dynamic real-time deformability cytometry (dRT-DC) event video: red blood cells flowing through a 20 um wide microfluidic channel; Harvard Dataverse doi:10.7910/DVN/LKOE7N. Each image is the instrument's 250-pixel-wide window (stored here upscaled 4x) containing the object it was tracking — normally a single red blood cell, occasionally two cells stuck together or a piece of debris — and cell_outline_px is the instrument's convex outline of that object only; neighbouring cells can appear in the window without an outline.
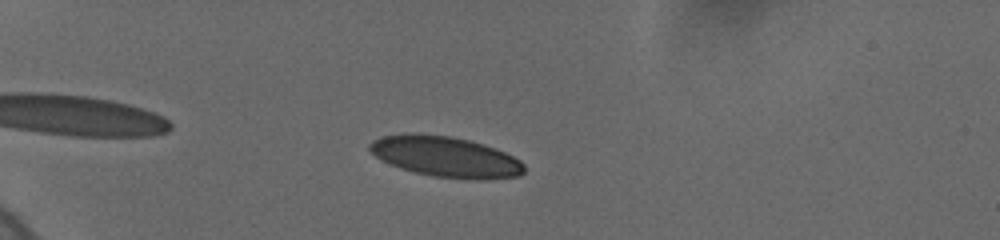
{"species": "human", "species_latin": "Homo sapiens", "temperature_condition": "cold", "stored_images_in_passage": 63, "camera_frame_rate_fps": 3000, "um_per_image_px": 0.085, "donor": {"sex": "female"}, "frame": {"image": 1, "passage_image": 15, "time_ms": 3.667, "image_size_px": [1000, 240], "cell_outline_px": [[524, 172], [520, 176], [476, 180], [432, 176], [400, 168], [388, 164], [376, 156], [368, 148], [368, 144], [372, 140], [384, 136], [404, 132], [412, 132], [448, 136], [468, 140], [484, 144], [504, 152], [520, 160], [524, 164]], "centroid_in_image_um": [37.85, 13.31], "position_along_channel_um": 47.2, "area_um2": 36.65}}
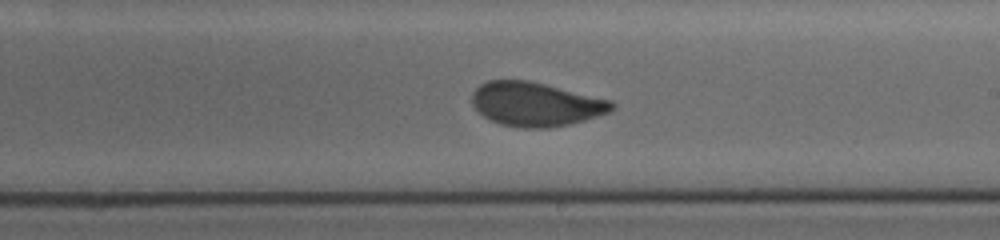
{"frame": {"image": 2, "passage_image": 39, "time_ms": 10.333, "image_size_px": [1000, 240], "cell_outline_px": [[616, 108], [608, 112], [584, 120], [568, 124], [548, 128], [520, 128], [500, 124], [484, 116], [472, 104], [472, 92], [480, 84], [488, 80], [528, 80], [612, 100], [616, 104]], "centroid_in_image_um": [45.54, 8.85], "position_along_channel_um": 243.5, "area_um2": 35.78}}
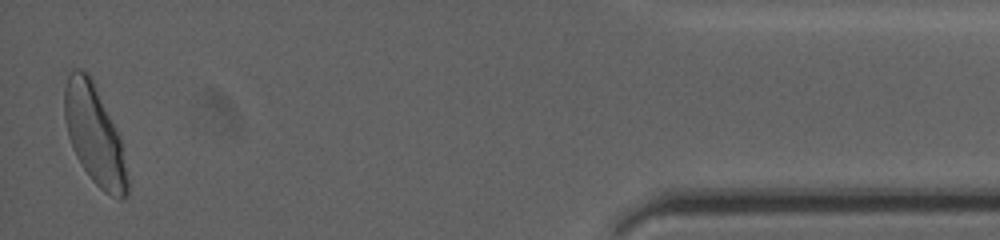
{"frame": {"image": 3, "passage_image": 63, "time_ms": 17.0, "image_size_px": [1000, 240], "cell_outline_px": [[128, 192], [120, 200], [104, 192], [92, 180], [76, 156], [72, 148], [68, 136], [64, 120], [64, 88], [68, 76], [72, 68], [80, 68], [88, 72], [120, 136], [128, 180]], "centroid_in_image_um": [8.0, 11.45], "position_along_channel_um": 427.2, "area_um2": 36.13}, "authors_computed_cell_mechanics": {"area_um2": 35.4892, "velocity_mm_per_s": 3.6825, "shape_relaxation_time_tau1_ms": 4.7651, "shape_relaxation_time_tau2_ms": null, "deformation_change_tau1": 0.1331, "deformation_change_tau2": null}}